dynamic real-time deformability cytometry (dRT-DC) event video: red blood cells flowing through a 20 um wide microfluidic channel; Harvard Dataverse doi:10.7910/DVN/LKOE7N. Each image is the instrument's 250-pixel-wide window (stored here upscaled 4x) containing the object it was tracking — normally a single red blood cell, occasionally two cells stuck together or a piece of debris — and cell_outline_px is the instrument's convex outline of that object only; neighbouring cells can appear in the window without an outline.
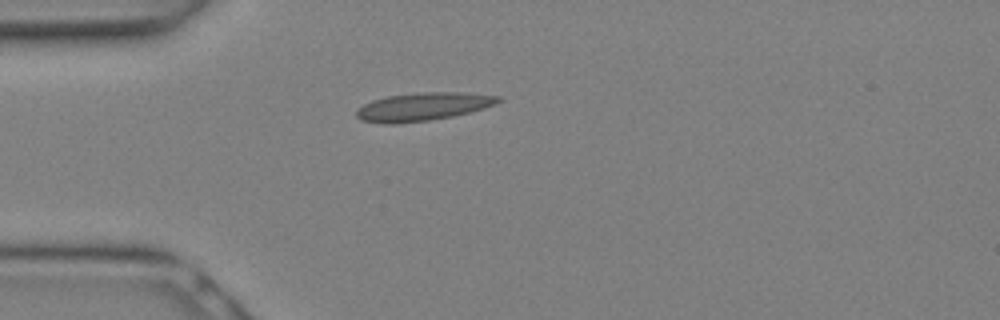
{"species": "Egyptian fruit bat (a non-hibernating species)", "species_latin": "Rousettus aegyptiacus", "temperature_condition": "warm", "stored_images_in_passage": 17, "camera_frame_rate_fps": 3000, "um_per_image_px": 0.085, "animal": {"sex": "female"}, "frame": {"image": 1, "passage_image": 1, "time_ms": 0.0, "image_size_px": [1000, 320], "cell_outline_px": [[504, 100], [496, 104], [484, 108], [452, 116], [428, 120], [392, 124], [384, 124], [360, 120], [356, 116], [356, 108], [372, 100], [388, 96], [420, 92], [460, 92], [500, 96]], "centroid_in_image_um": [35.94, 9.06], "position_along_channel_um": 49.1, "area_um2": 23.24}}
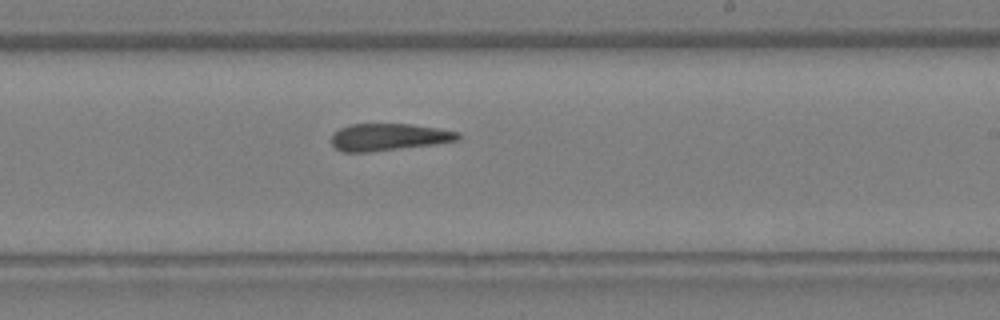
{"frame": {"image": 2, "passage_image": 10, "time_ms": 3.0, "image_size_px": [1000, 320], "cell_outline_px": [[460, 140], [432, 144], [368, 152], [344, 152], [336, 148], [332, 144], [332, 132], [348, 124], [412, 124], [460, 132]], "centroid_in_image_um": [33.01, 11.64], "position_along_channel_um": 256.0, "area_um2": 19.88}}
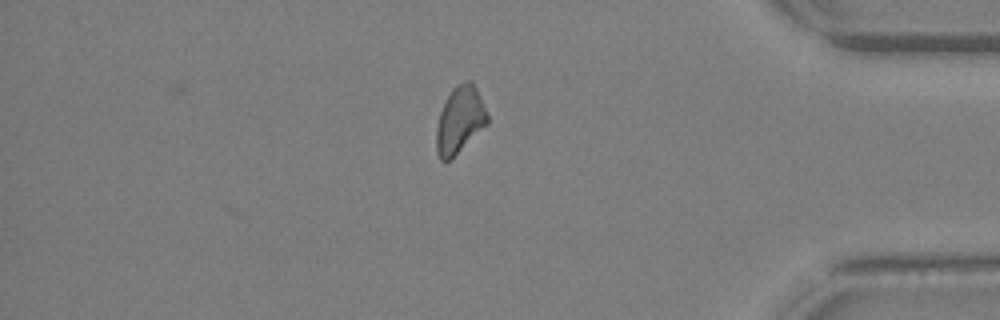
{"frame": {"image": 3, "passage_image": 17, "time_ms": 5.333, "image_size_px": [1000, 320], "cell_outline_px": [[488, 124], [444, 164], [440, 160], [436, 152], [436, 128], [440, 112], [452, 88], [456, 84], [464, 80], [472, 80], [480, 96], [488, 116]], "centroid_in_image_um": [39.07, 10.18], "position_along_channel_um": 396.1, "area_um2": 19.77}}